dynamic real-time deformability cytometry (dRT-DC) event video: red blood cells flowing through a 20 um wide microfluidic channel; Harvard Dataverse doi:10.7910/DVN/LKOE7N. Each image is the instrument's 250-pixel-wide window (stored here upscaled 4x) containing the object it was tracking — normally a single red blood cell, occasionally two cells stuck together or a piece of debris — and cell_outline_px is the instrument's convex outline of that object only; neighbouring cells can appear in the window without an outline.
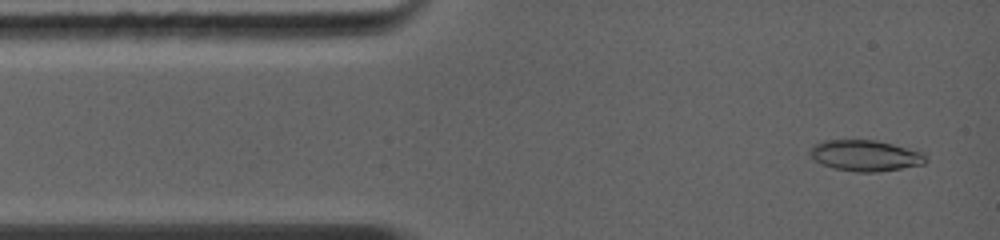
{"species": "common noctule bat (a hibernating species)", "species_latin": "Nyctalus noctula", "temperature_condition": "warm", "stored_images_in_passage": 42, "camera_frame_rate_fps": 5000, "um_per_image_px": 0.085, "animal": {"sex": "female", "body_mass_g": 19.0, "forearm_length_mm": 56.7}, "frame": {"image": 1, "passage_image": 2, "time_ms": 0.2, "image_size_px": [1000, 240], "cell_outline_px": [[924, 164], [900, 168], [868, 172], [856, 172], [836, 168], [824, 164], [816, 160], [812, 156], [812, 148], [816, 144], [832, 140], [868, 140], [888, 144], [920, 152], [924, 156]], "centroid_in_image_um": [73.53, 13.23], "position_along_channel_um": 11.5, "area_um2": 19.65}}
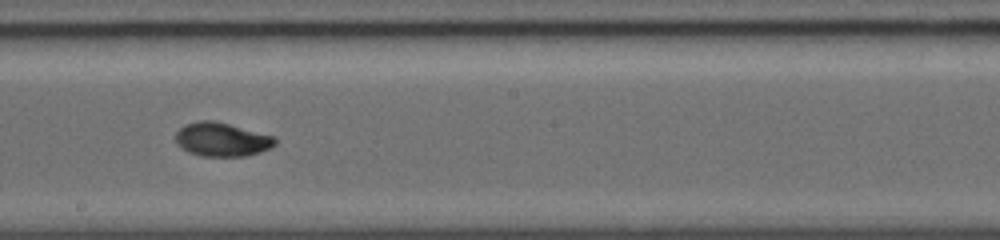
{"frame": {"image": 2, "passage_image": 19, "time_ms": 6.4, "image_size_px": [1000, 240], "cell_outline_px": [[276, 144], [260, 152], [248, 156], [200, 156], [188, 152], [180, 148], [176, 144], [176, 132], [184, 124], [200, 120], [216, 120], [276, 136]], "centroid_in_image_um": [18.85, 11.84], "position_along_channel_um": 229.4, "area_um2": 19.94}}
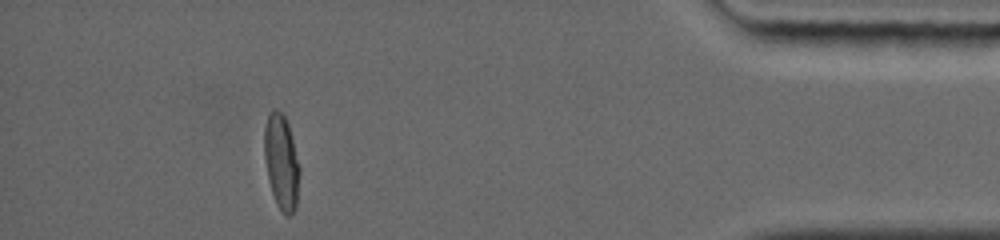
{"frame": {"image": 3, "passage_image": 37, "time_ms": 11.8, "image_size_px": [1000, 240], "cell_outline_px": [[300, 172], [296, 208], [288, 216], [284, 216], [276, 204], [268, 180], [264, 160], [264, 128], [268, 112], [272, 108], [276, 108], [284, 116], [288, 124], [300, 168]], "centroid_in_image_um": [23.9, 13.77], "position_along_channel_um": 411.3, "area_um2": 19.77}, "authors_computed_cell_mechanics": {"area_um2": 19.2474, "velocity_mm_per_s": 4.4369, "shape_relaxation_time_tau1_ms": 8.9379, "shape_relaxation_time_tau2_ms": 1.5295, "deformation_change_tau1": 0.3006, "deformation_change_tau2": 0.0281}}